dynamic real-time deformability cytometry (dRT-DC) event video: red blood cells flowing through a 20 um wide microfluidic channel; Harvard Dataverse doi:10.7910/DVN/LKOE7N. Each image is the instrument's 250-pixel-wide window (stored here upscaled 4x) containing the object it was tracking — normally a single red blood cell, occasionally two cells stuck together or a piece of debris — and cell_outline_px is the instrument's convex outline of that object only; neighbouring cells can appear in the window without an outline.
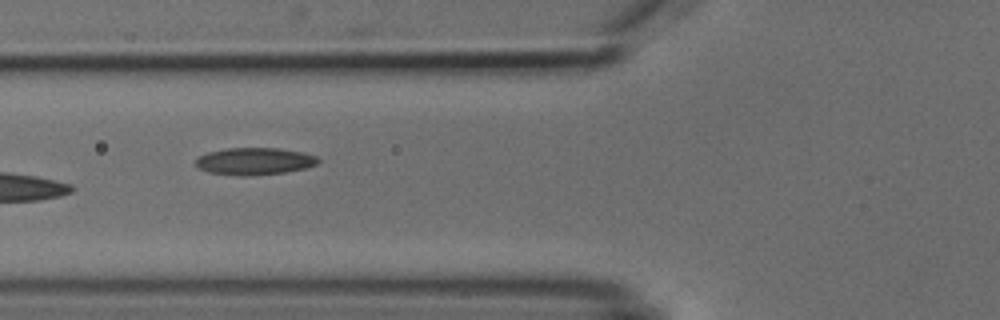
{"species": "common noctule bat (a hibernating species)", "species_latin": "Nyctalus noctula", "temperature_condition": "cold", "stored_images_in_passage": 9, "camera_frame_rate_fps": 3000, "um_per_image_px": 0.085, "animal": {"sex": "male", "body_mass_g": 18.8}, "frame": {"image": 1, "passage_image": 6, "time_ms": 6.0, "image_size_px": [1000, 320], "cell_outline_px": [[320, 160], [316, 164], [304, 168], [284, 172], [248, 176], [240, 176], [208, 172], [196, 168], [196, 160], [200, 156], [208, 152], [228, 148], [276, 148], [300, 152], [316, 156]], "centroid_in_image_um": [21.59, 13.71], "position_along_channel_um": 104.2, "area_um2": 19.19}}
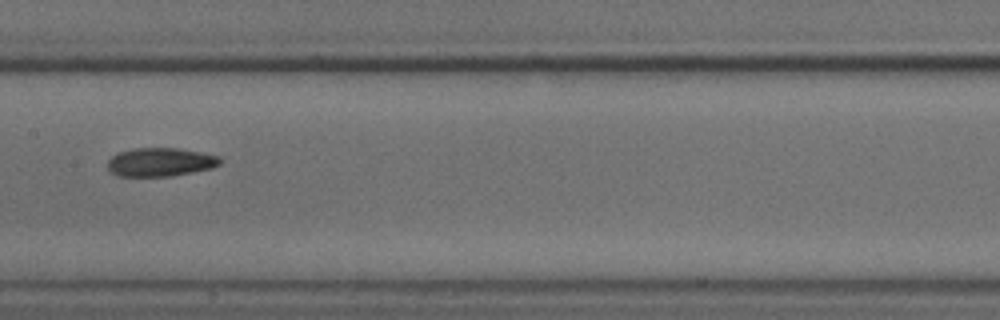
{"frame": {"image": 2, "passage_image": 8, "time_ms": 8.333, "image_size_px": [1000, 320], "cell_outline_px": [[224, 160], [220, 164], [212, 168], [172, 176], [120, 176], [112, 172], [108, 168], [108, 160], [112, 156], [120, 152], [132, 148], [176, 148], [200, 152], [220, 156]], "centroid_in_image_um": [13.67, 13.77], "position_along_channel_um": 193.7, "area_um2": 18.73}}
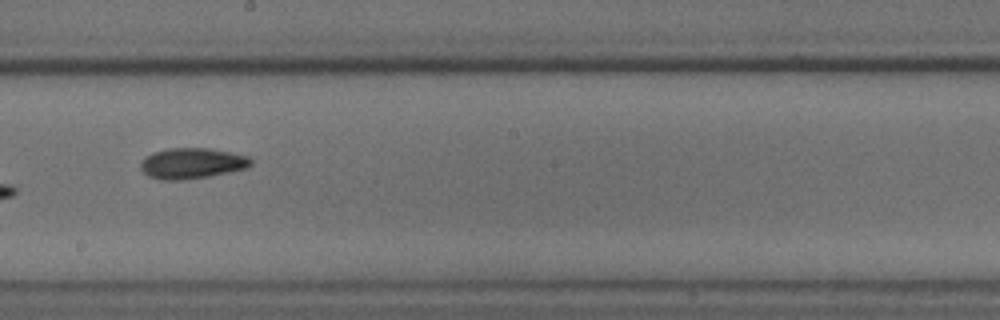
{"frame": {"image": 3, "passage_image": 9, "time_ms": 9.333, "image_size_px": [1000, 320], "cell_outline_px": [[252, 164], [248, 168], [208, 176], [184, 180], [160, 180], [148, 176], [140, 168], [140, 160], [152, 152], [168, 148], [208, 148], [248, 156], [252, 160]], "centroid_in_image_um": [16.28, 13.88], "position_along_channel_um": 231.9, "area_um2": 19.83}}